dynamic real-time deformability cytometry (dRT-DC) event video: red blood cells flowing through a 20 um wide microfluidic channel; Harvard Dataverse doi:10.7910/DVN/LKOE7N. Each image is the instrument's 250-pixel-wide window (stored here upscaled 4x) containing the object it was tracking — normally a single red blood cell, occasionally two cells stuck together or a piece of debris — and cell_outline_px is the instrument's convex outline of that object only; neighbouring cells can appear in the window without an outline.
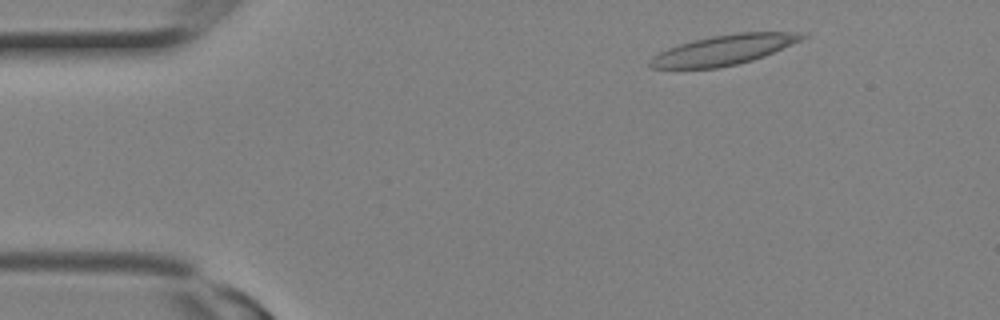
{"species": "Egyptian fruit bat (a non-hibernating species)", "species_latin": "Rousettus aegyptiacus", "temperature_condition": "room temperature", "stored_images_in_passage": 11, "camera_frame_rate_fps": 3000, "um_per_image_px": 0.085, "animal": {"sex": "female"}, "frame": {"image": 1, "passage_image": 2, "time_ms": 0.333, "image_size_px": [1000, 320], "cell_outline_px": [[808, 36], [792, 44], [764, 56], [752, 60], [720, 68], [652, 68], [648, 64], [648, 60], [652, 56], [668, 48], [680, 44], [712, 36], [736, 32], [804, 32]], "centroid_in_image_um": [61.52, 4.24], "position_along_channel_um": 23.5, "area_um2": 26.36}}
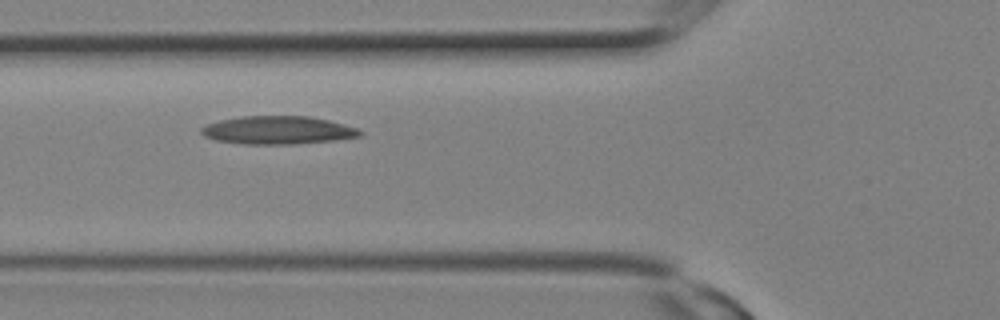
{"frame": {"image": 2, "passage_image": 8, "time_ms": 2.333, "image_size_px": [1000, 320], "cell_outline_px": [[364, 136], [336, 140], [292, 144], [244, 144], [216, 140], [204, 136], [200, 132], [200, 128], [208, 124], [220, 120], [240, 116], [308, 116], [328, 120], [344, 124], [356, 128], [364, 132]], "centroid_in_image_um": [23.64, 11.06], "position_along_channel_um": 102.2, "area_um2": 26.07}}
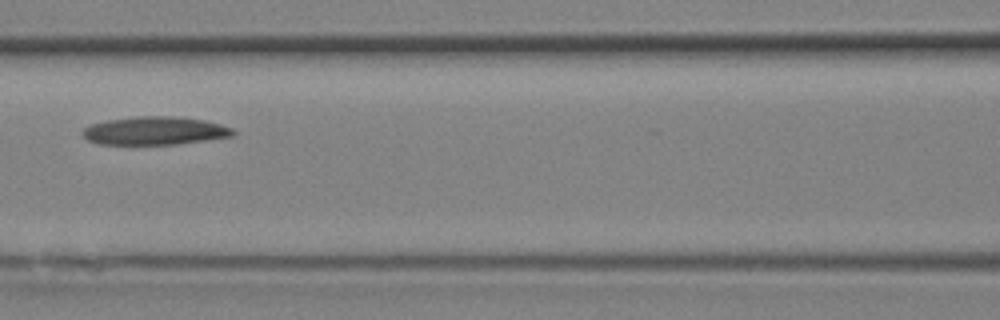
{"frame": {"image": 3, "passage_image": 10, "time_ms": 3.0, "image_size_px": [1000, 320], "cell_outline_px": [[236, 132], [232, 136], [176, 144], [100, 144], [88, 140], [80, 132], [84, 128], [92, 124], [108, 120], [136, 116], [176, 116], [204, 120], [220, 124], [232, 128]], "centroid_in_image_um": [13.15, 11.11], "position_along_channel_um": 153.4, "area_um2": 24.57}}